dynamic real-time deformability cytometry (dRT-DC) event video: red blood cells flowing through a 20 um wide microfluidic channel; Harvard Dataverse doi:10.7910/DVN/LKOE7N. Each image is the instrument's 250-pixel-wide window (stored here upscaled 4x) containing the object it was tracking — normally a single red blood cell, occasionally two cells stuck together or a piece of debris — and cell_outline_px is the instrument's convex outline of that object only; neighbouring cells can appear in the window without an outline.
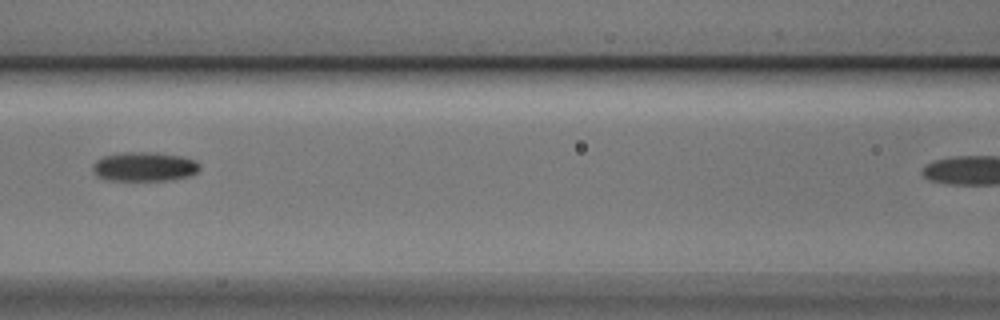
{"species": "Egyptian fruit bat (a non-hibernating species)", "species_latin": "Rousettus aegyptiacus", "temperature_condition": "cold", "stored_images_in_passage": 5, "camera_frame_rate_fps": 3000, "um_per_image_px": 0.085, "animal": {"sex": "male"}, "frame": {"image": 1, "passage_image": 3, "time_ms": 0.667, "image_size_px": [1000, 320], "cell_outline_px": [[200, 168], [196, 172], [188, 176], [168, 180], [108, 180], [96, 176], [92, 168], [92, 164], [96, 160], [104, 156], [124, 152], [156, 152], [184, 156], [196, 160], [200, 164]], "centroid_in_image_um": [12.27, 14.15], "position_along_channel_um": 154.3, "area_um2": 18.38}}
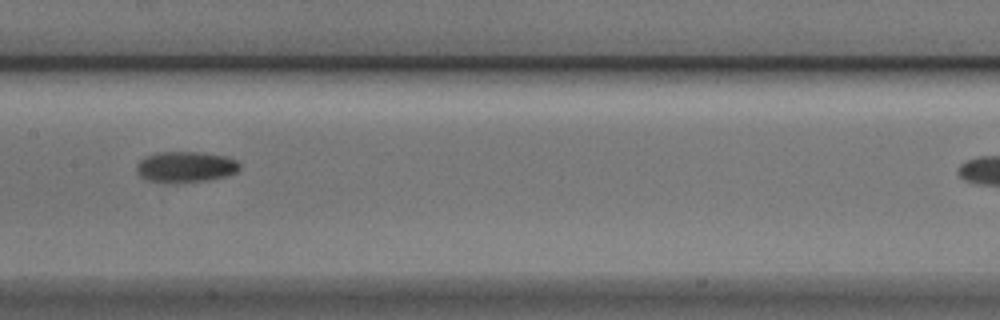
{"frame": {"image": 2, "passage_image": 4, "time_ms": 1.0, "image_size_px": [1000, 320], "cell_outline_px": [[240, 168], [236, 172], [224, 176], [208, 180], [172, 184], [168, 184], [148, 180], [140, 176], [136, 172], [136, 164], [144, 156], [156, 152], [200, 152], [224, 156], [236, 160], [240, 164]], "centroid_in_image_um": [15.72, 14.2], "position_along_channel_um": 191.7, "area_um2": 18.84}}